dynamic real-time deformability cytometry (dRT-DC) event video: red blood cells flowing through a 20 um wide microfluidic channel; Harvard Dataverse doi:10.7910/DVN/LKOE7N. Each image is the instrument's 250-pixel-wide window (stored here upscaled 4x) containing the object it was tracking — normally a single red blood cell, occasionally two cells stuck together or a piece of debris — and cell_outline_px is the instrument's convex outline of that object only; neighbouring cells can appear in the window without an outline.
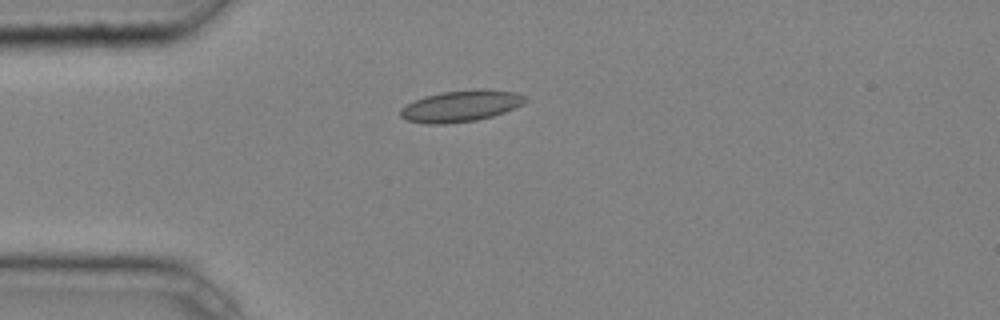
{"species": "common noctule bat (a hibernating species)", "species_latin": "Nyctalus noctula", "temperature_condition": "cold", "stored_images_in_passage": 2, "camera_frame_rate_fps": 3000, "um_per_image_px": 0.085, "animal": {"sex": "male", "body_mass_g": 20.4}, "frame": {"image": 1, "passage_image": 1, "time_ms": 0.0, "image_size_px": [1000, 320], "cell_outline_px": [[528, 100], [524, 104], [504, 112], [492, 116], [476, 120], [444, 124], [428, 124], [404, 120], [400, 116], [400, 108], [424, 96], [444, 92], [516, 92], [528, 96]], "centroid_in_image_um": [39.13, 9.07], "position_along_channel_um": 45.9, "area_um2": 21.91}}